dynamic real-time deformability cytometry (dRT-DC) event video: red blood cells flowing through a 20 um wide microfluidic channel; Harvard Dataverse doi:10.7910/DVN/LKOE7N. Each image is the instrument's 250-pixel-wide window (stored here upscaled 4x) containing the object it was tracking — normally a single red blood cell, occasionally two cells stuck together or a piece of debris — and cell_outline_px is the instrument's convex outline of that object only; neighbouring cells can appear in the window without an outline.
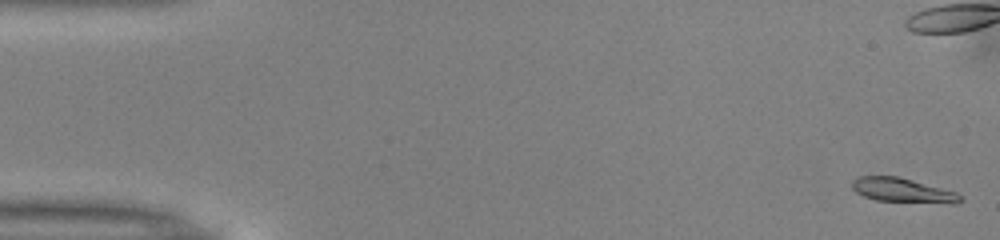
{"species": "common noctule bat (a hibernating species)", "species_latin": "Nyctalus noctula", "temperature_condition": "warm", "stored_images_in_passage": 51, "camera_frame_rate_fps": 3000, "um_per_image_px": 0.085, "animal": {"sex": "male", "body_mass_g": 13.0, "forearm_length_mm": 53.1}, "frame": {"image": 1, "passage_image": 1, "time_ms": 0.0, "image_size_px": [1000, 240], "cell_outline_px": [[964, 200], [956, 204], [952, 204], [876, 200], [864, 196], [856, 192], [852, 188], [852, 180], [860, 176], [896, 176], [956, 192]], "centroid_in_image_um": [76.73, 16.19], "position_along_channel_um": 8.3, "area_um2": 15.2}}
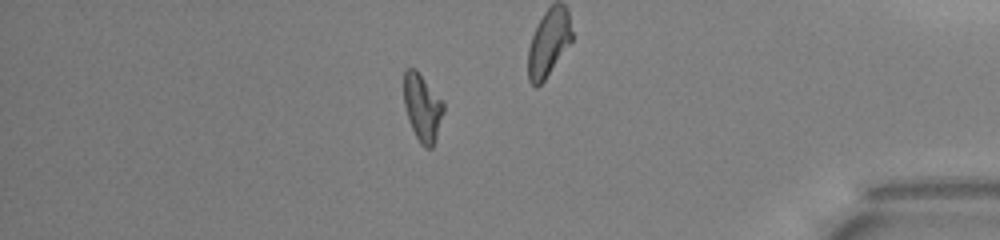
{"frame": {"image": 2, "passage_image": 44, "time_ms": 14.333, "image_size_px": [1000, 240], "cell_outline_px": [[444, 112], [436, 140], [432, 148], [424, 148], [420, 144], [412, 128], [404, 104], [404, 72], [408, 68], [416, 68], [444, 104]], "centroid_in_image_um": [35.91, 9.16], "position_along_channel_um": 399.3, "area_um2": 15.43}, "authors_computed_cell_mechanics": {"area_um2": 15.7216, "velocity_mm_per_s": 3.9924, "shape_relaxation_time_tau1_ms": 4.9967, "shape_relaxation_time_tau2_ms": 2.7254, "deformation_change_tau1": 0.1855, "deformation_change_tau2": 0.0949}}